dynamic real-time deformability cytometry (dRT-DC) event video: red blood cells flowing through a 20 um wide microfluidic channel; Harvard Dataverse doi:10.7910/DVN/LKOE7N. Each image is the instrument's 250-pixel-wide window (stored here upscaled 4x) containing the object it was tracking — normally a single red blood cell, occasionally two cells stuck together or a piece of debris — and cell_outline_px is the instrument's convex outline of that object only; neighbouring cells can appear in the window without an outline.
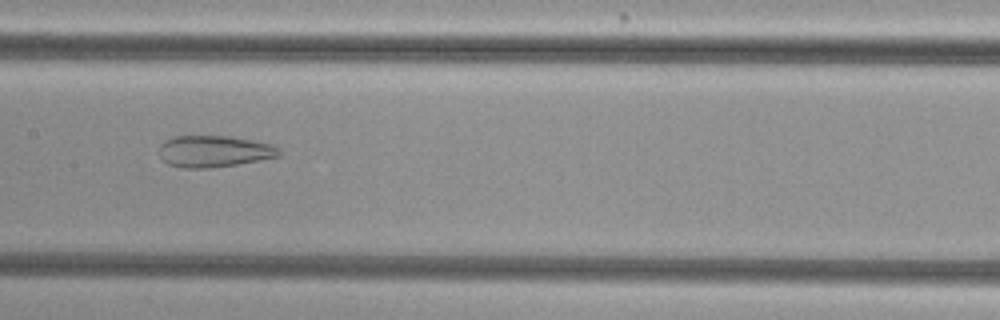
{"species": "common noctule bat (a hibernating species)", "species_latin": "Nyctalus noctula", "temperature_condition": "cold", "stored_images_in_passage": 42, "camera_frame_rate_fps": 3000, "um_per_image_px": 0.085, "animal": {"sex": "female", "body_mass_g": 29.2, "forearm_length_mm": 56.3}, "frame": {"image": 1, "passage_image": 16, "time_ms": 5.0, "image_size_px": [1000, 320], "cell_outline_px": [[280, 156], [236, 164], [212, 168], [180, 168], [168, 164], [160, 156], [160, 144], [172, 136], [232, 136], [252, 140], [268, 144], [280, 148]], "centroid_in_image_um": [18.17, 12.86], "position_along_channel_um": 189.2, "area_um2": 22.02}}
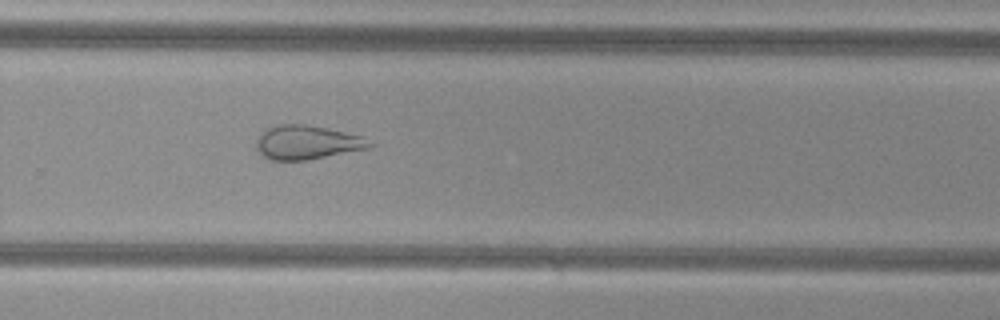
{"frame": {"image": 2, "passage_image": 25, "time_ms": 8.0, "image_size_px": [1000, 320], "cell_outline_px": [[376, 144], [368, 148], [304, 160], [268, 160], [256, 148], [256, 136], [268, 128], [276, 124], [304, 124], [328, 128], [364, 136]], "centroid_in_image_um": [26.09, 12.09], "position_along_channel_um": 303.7, "area_um2": 22.48}}
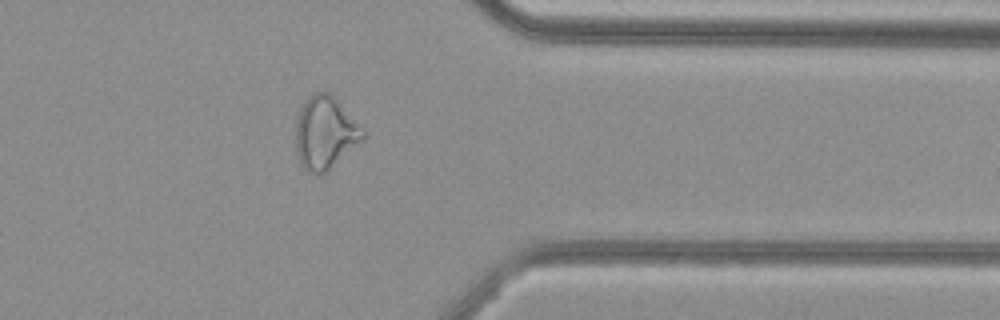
{"frame": {"image": 3, "passage_image": 32, "time_ms": 10.333, "image_size_px": [1000, 320], "cell_outline_px": [[368, 136], [364, 140], [324, 172], [308, 172], [300, 164], [296, 152], [296, 120], [300, 108], [308, 96], [316, 92], [328, 92], [364, 128]], "centroid_in_image_um": [27.64, 11.27], "position_along_channel_um": 383.8, "area_um2": 28.21}, "authors_computed_cell_mechanics": {"area_um2": 27.4839, "velocity_mm_per_s": 3.8282, "shape_relaxation_time_tau1_ms": null, "shape_relaxation_time_tau2_ms": 2.1461, "deformation_change_tau1": null, "deformation_change_tau2": 0.1082}}